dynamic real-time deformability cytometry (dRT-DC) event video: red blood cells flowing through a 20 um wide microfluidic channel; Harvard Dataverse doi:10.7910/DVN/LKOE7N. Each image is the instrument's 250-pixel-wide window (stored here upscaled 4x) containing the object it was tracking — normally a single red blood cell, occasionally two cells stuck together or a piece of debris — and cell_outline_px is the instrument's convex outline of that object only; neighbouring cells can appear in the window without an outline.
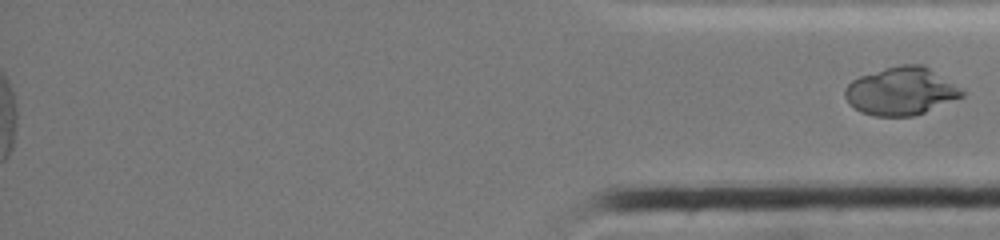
{"species": "common noctule bat (a hibernating species)", "species_latin": "Nyctalus noctula", "temperature_condition": "cold", "stored_images_in_passage": 52, "segment_of_instrument_passage": [2, 2], "camera_frame_rate_fps": 3000, "um_per_image_px": 0.085, "animal": {"sex": "female", "body_mass_g": 19.0, "forearm_length_mm": 51.5}, "frame": {"image": 1, "passage_image": 52, "time_ms": 17.0, "image_size_px": [1000, 240], "cell_outline_px": [[964, 96], [916, 116], [876, 116], [860, 112], [848, 104], [844, 96], [844, 88], [852, 80], [860, 76], [884, 68], [900, 64], [920, 64], [928, 68], [964, 88]], "centroid_in_image_um": [76.59, 7.76], "position_along_channel_um": 358.6, "area_um2": 32.89}}